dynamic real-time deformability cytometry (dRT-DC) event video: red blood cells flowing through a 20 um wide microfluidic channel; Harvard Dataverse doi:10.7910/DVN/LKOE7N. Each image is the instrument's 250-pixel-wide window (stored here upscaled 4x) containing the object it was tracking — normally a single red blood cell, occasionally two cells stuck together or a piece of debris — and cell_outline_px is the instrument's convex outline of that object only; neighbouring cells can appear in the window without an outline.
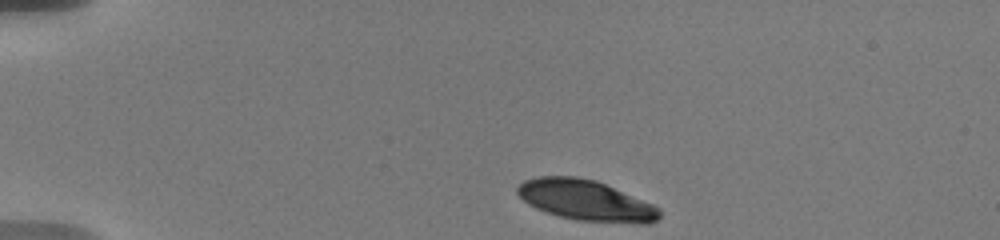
{"species": "human", "species_latin": "Homo sapiens", "temperature_condition": "warm", "stored_images_in_passage": 28, "camera_frame_rate_fps": 3000, "um_per_image_px": 0.085, "donor": {"sex": "male"}, "frame": {"image": 1, "passage_image": 1, "time_ms": 0.0, "image_size_px": [1000, 240], "cell_outline_px": [[660, 216], [656, 220], [648, 224], [636, 224], [576, 220], [560, 216], [536, 208], [528, 204], [516, 192], [516, 188], [524, 180], [536, 176], [576, 176], [596, 180], [652, 204], [660, 208]], "centroid_in_image_um": [49.8, 17.03], "position_along_channel_um": 35.2, "area_um2": 33.58}}
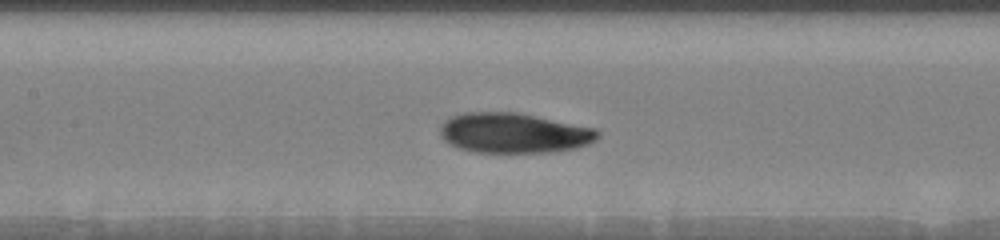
{"frame": {"image": 2, "passage_image": 16, "time_ms": 5.333, "image_size_px": [1000, 240], "cell_outline_px": [[600, 136], [596, 140], [588, 144], [576, 148], [556, 152], [476, 152], [460, 148], [444, 140], [440, 136], [440, 128], [444, 120], [452, 116], [464, 112], [516, 112], [596, 128], [600, 132]], "centroid_in_image_um": [43.7, 11.3], "position_along_channel_um": 163.7, "area_um2": 36.88}}
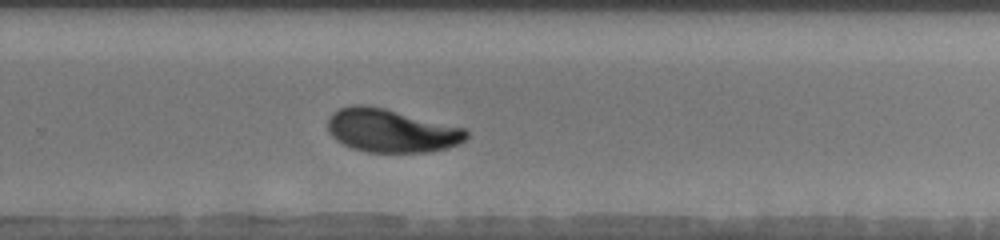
{"frame": {"image": 3, "passage_image": 28, "time_ms": 9.0, "image_size_px": [1000, 240], "cell_outline_px": [[468, 136], [464, 140], [456, 144], [444, 148], [428, 152], [368, 152], [352, 148], [336, 140], [328, 132], [328, 116], [332, 112], [340, 108], [352, 104], [364, 104], [384, 108], [464, 128], [468, 132]], "centroid_in_image_um": [33.19, 11.09], "position_along_channel_um": 296.6, "area_um2": 34.8}}